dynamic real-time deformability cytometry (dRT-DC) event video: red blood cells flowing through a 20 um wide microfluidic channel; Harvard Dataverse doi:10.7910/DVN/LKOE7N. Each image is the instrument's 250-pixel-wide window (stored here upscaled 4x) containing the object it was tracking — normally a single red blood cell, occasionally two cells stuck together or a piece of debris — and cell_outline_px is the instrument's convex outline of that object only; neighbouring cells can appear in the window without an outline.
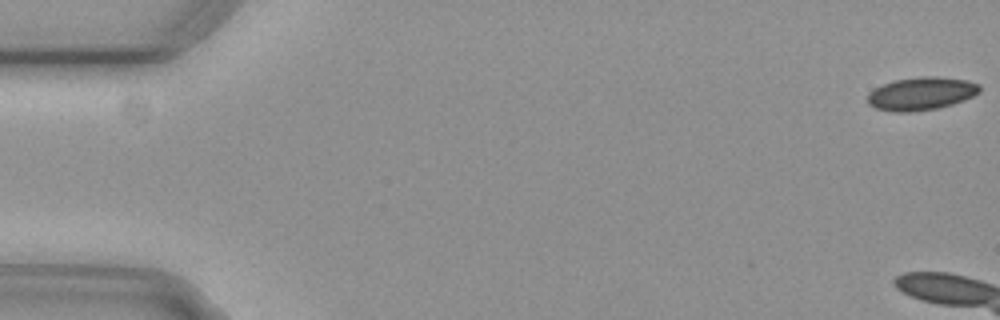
{"species": "common noctule bat (a hibernating species)", "species_latin": "Nyctalus noctula", "temperature_condition": "cold", "stored_images_in_passage": 11, "camera_frame_rate_fps": 3000, "um_per_image_px": 0.085, "animal": {"sex": "female", "body_mass_g": 29.2, "forearm_length_mm": 56.3}, "frame": {"image": 1, "passage_image": 1, "time_ms": 0.0, "image_size_px": [1000, 320], "cell_outline_px": [[980, 92], [964, 100], [952, 104], [936, 108], [908, 112], [896, 112], [876, 108], [868, 104], [868, 92], [884, 84], [896, 80], [920, 76], [936, 76], [968, 80], [980, 84]], "centroid_in_image_um": [78.32, 7.95], "position_along_channel_um": 6.7, "area_um2": 21.44}}